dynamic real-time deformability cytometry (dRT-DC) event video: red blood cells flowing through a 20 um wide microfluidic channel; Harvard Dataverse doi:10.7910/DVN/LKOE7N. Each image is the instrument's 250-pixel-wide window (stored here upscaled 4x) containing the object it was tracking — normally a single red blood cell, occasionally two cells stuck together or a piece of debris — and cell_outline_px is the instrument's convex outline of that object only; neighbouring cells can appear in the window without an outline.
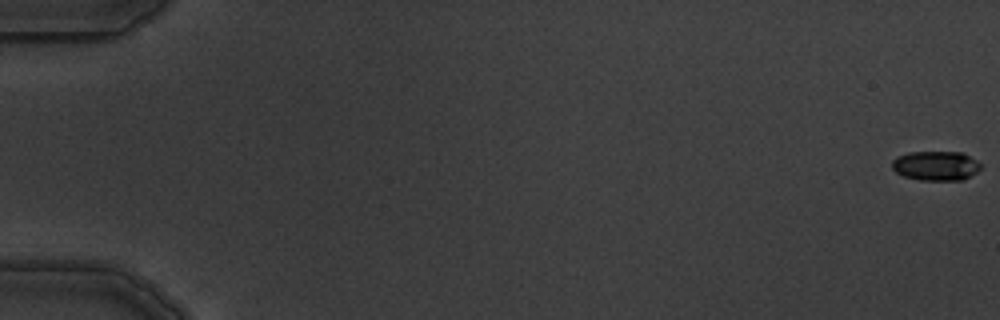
{"species": "common noctule bat (a hibernating species)", "species_latin": "Nyctalus noctula", "temperature_condition": "warm", "stored_images_in_passage": 4, "camera_frame_rate_fps": 3000, "um_per_image_px": 0.085, "animal": {"sex": "male", "body_mass_g": 19.5, "forearm_length_mm": 54.6}, "frame": {"image": 1, "passage_image": 1, "time_ms": 0.0, "image_size_px": [1000, 320], "cell_outline_px": [[980, 168], [976, 172], [964, 180], [920, 180], [904, 176], [896, 172], [892, 168], [892, 160], [896, 156], [908, 152], [964, 152], [976, 160], [980, 164]], "centroid_in_image_um": [79.53, 14.08], "position_along_channel_um": 5.5, "area_um2": 15.32}}